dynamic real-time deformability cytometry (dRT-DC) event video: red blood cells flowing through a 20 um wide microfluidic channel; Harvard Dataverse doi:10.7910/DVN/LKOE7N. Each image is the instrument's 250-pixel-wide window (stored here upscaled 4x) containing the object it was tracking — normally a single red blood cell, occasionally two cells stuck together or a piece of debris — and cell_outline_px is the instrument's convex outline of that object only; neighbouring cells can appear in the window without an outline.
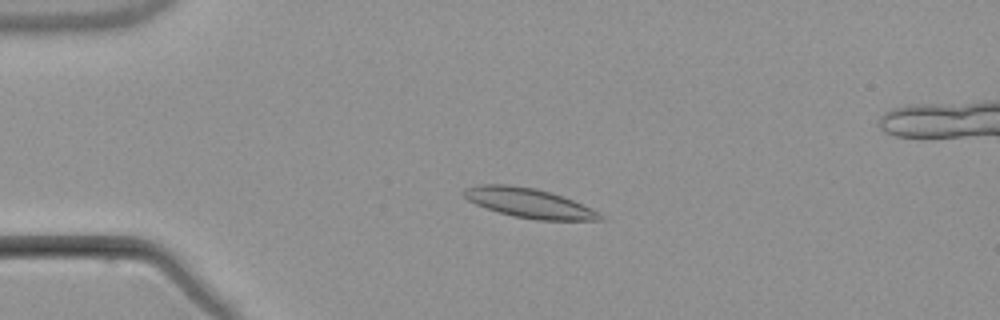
{"species": "common noctule bat (a hibernating species)", "species_latin": "Nyctalus noctula", "temperature_condition": "warm", "stored_images_in_passage": 7, "camera_frame_rate_fps": 3000, "um_per_image_px": 0.085, "animal": {"sex": "male", "body_mass_g": 21.5, "forearm_length_mm": 52.0}, "frame": {"image": 1, "passage_image": 1, "time_ms": 0.0, "image_size_px": [1000, 320], "cell_outline_px": [[604, 220], [536, 220], [516, 216], [500, 212], [476, 204], [468, 200], [460, 192], [464, 188], [480, 184], [508, 184], [536, 188], [564, 196], [592, 208], [600, 212], [604, 216]], "centroid_in_image_um": [44.99, 17.24], "position_along_channel_um": 40.0, "area_um2": 23.52}}
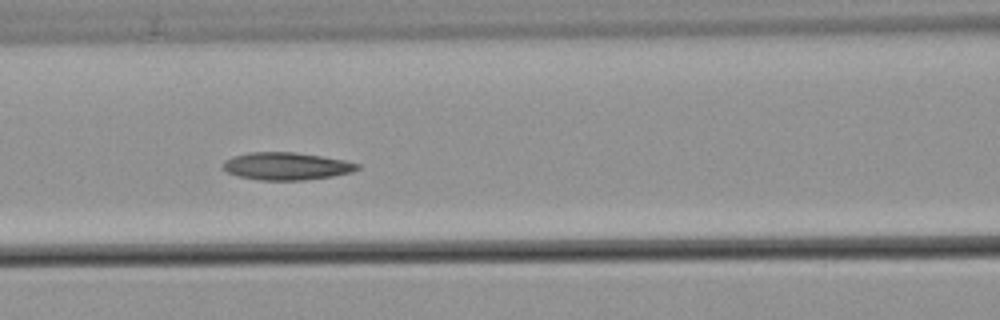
{"frame": {"image": 2, "passage_image": 4, "time_ms": 3.667, "image_size_px": [1000, 320], "cell_outline_px": [[360, 168], [352, 172], [332, 176], [304, 180], [260, 180], [240, 176], [228, 172], [220, 164], [224, 160], [232, 156], [248, 152], [292, 152], [320, 156], [344, 160], [360, 164]], "centroid_in_image_um": [24.33, 14.12], "position_along_channel_um": 142.3, "area_um2": 21.5}}
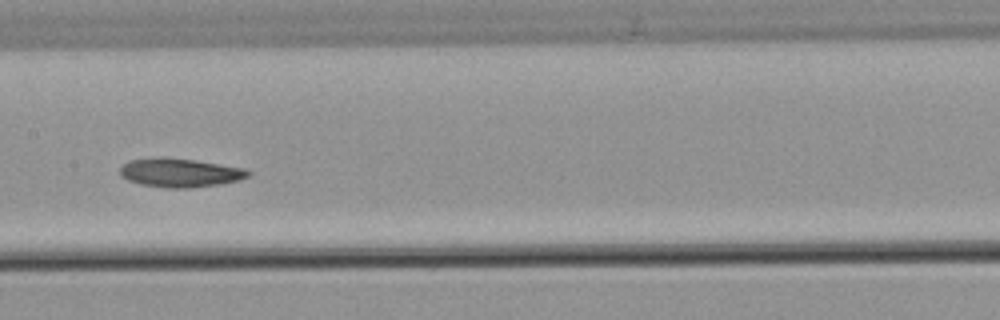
{"frame": {"image": 3, "passage_image": 5, "time_ms": 5.0, "image_size_px": [1000, 320], "cell_outline_px": [[252, 172], [248, 176], [240, 180], [220, 184], [192, 188], [164, 188], [140, 184], [128, 180], [120, 176], [120, 168], [124, 164], [132, 160], [196, 160], [244, 168]], "centroid_in_image_um": [15.37, 14.73], "position_along_channel_um": 192.0, "area_um2": 20.75}}